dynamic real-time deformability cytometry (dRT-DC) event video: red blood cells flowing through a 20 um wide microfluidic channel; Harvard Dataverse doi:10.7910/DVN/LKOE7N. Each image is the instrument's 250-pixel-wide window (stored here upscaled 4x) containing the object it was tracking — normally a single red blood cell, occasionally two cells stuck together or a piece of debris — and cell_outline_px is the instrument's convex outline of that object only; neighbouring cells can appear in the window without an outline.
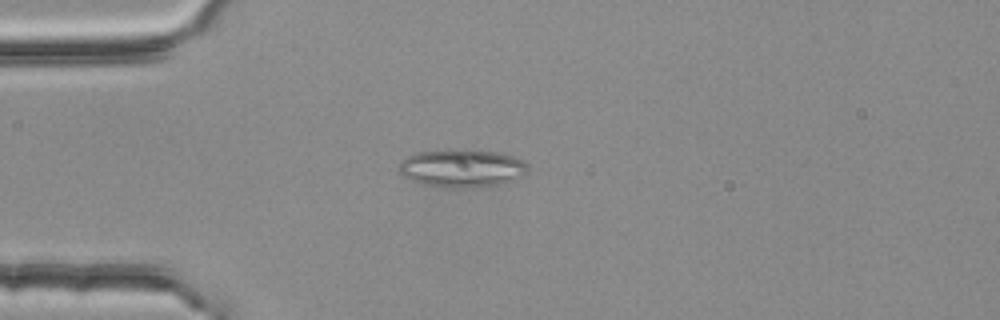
{"species": "common noctule bat (a hibernating species)", "species_latin": "Nyctalus noctula", "temperature_condition": "room temperature", "stored_images_in_passage": 4, "camera_frame_rate_fps": 3000, "um_per_image_px": 0.085, "animal": {"sex": "female", "body_mass_g": 25.1}, "frame": {"image": 1, "passage_image": 3, "time_ms": 0.667, "image_size_px": [1000, 320], "cell_outline_px": [[528, 172], [504, 184], [472, 188], [440, 188], [424, 184], [412, 180], [404, 176], [400, 172], [400, 160], [416, 152], [448, 148], [468, 148], [500, 152], [524, 160], [528, 164]], "centroid_in_image_um": [39.28, 14.27], "position_along_channel_um": 45.7, "area_um2": 29.42}}
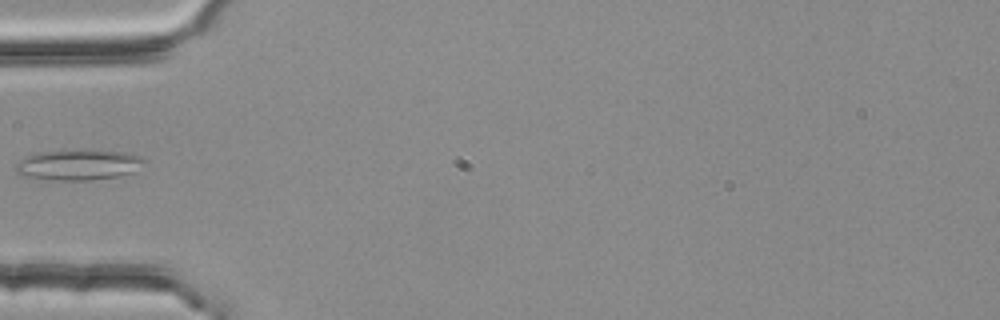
{"frame": {"image": 2, "passage_image": 4, "time_ms": 1.0, "image_size_px": [1000, 320], "cell_outline_px": [[148, 160], [132, 172], [120, 176], [92, 180], [52, 180], [28, 176], [16, 172], [12, 168], [16, 164], [28, 156], [40, 152], [76, 148], [84, 148], [128, 152], [140, 156]], "centroid_in_image_um": [6.72, 13.97], "position_along_channel_um": 78.3, "area_um2": 23.41}}